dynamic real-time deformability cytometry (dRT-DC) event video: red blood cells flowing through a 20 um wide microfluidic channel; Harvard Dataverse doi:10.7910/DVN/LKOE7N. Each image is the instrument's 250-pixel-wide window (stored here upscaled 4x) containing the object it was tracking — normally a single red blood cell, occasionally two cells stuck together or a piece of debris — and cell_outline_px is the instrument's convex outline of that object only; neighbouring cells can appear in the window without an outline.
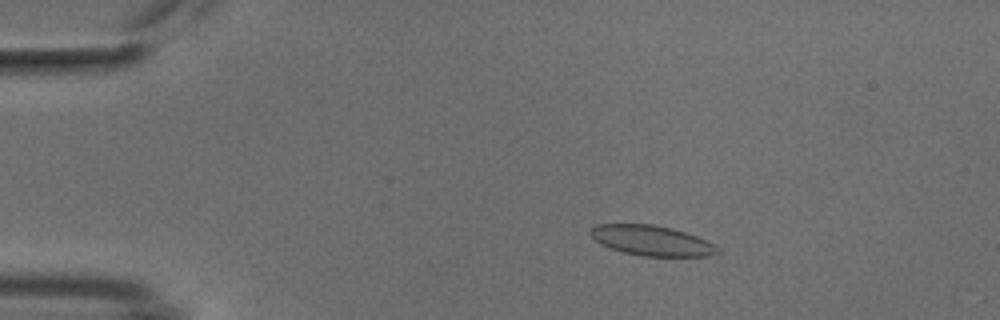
{"species": "common noctule bat (a hibernating species)", "species_latin": "Nyctalus noctula", "temperature_condition": "cold", "stored_images_in_passage": 13, "camera_frame_rate_fps": 3000, "um_per_image_px": 0.085, "animal": {"sex": "male", "body_mass_g": 18.8}, "frame": {"image": 1, "passage_image": 10, "time_ms": 3.0, "image_size_px": [1000, 320], "cell_outline_px": [[720, 252], [712, 256], [640, 256], [608, 248], [600, 244], [588, 232], [588, 228], [596, 224], [652, 224], [672, 228], [696, 236], [720, 248]], "centroid_in_image_um": [55.35, 20.45], "position_along_channel_um": 29.7, "area_um2": 22.43}}